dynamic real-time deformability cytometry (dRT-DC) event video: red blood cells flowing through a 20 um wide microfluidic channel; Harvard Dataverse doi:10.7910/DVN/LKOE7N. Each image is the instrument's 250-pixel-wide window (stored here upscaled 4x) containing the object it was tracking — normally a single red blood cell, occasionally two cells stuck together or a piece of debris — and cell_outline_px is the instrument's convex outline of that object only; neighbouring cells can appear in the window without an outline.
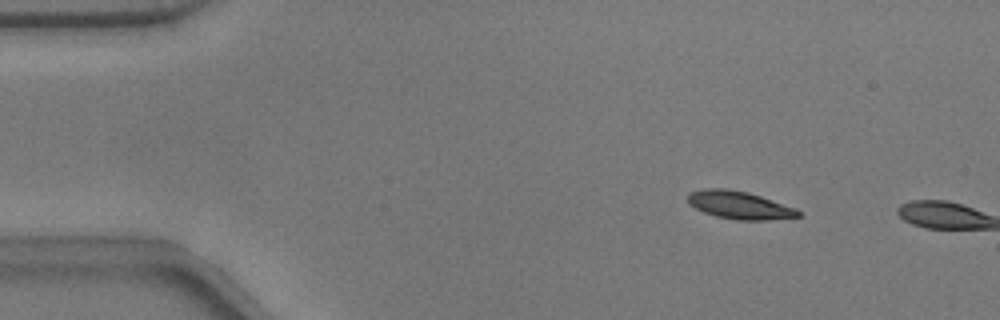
{"species": "common noctule bat (a hibernating species)", "species_latin": "Nyctalus noctula", "temperature_condition": "warm", "stored_images_in_passage": 3, "camera_frame_rate_fps": 3000, "um_per_image_px": 0.085, "animal": {"sex": "male", "body_mass_g": 17.9}, "frame": {"image": 1, "passage_image": 1, "time_ms": 0.0, "image_size_px": [1000, 320], "cell_outline_px": [[800, 216], [768, 220], [736, 220], [716, 216], [704, 212], [688, 204], [688, 192], [704, 188], [728, 188], [748, 192], [796, 208], [800, 212]], "centroid_in_image_um": [62.82, 17.42], "position_along_channel_um": 22.2, "area_um2": 17.92}}